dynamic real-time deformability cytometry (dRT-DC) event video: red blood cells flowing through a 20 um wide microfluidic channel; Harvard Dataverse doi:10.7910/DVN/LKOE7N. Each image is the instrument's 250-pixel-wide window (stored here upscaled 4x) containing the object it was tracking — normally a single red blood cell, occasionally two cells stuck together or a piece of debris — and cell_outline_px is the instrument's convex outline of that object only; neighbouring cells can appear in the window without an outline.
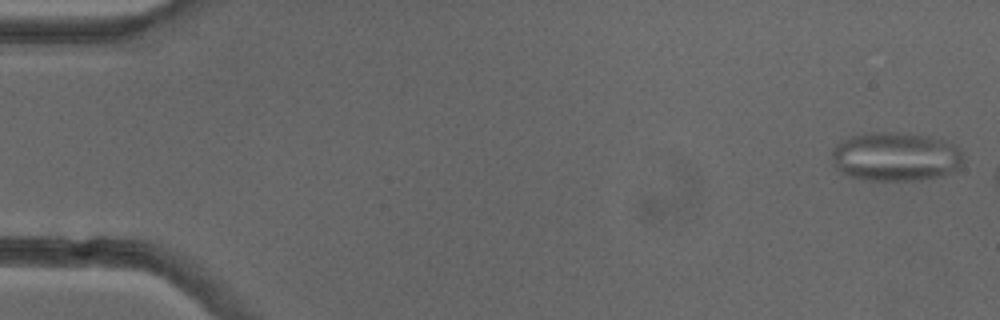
{"species": "common noctule bat (a hibernating species)", "species_latin": "Nyctalus noctula", "temperature_condition": "cold", "stored_images_in_passage": 8, "camera_frame_rate_fps": 3000, "um_per_image_px": 0.085, "animal": {"sex": "female"}, "frame": {"image": 1, "passage_image": 1, "time_ms": 0.0, "image_size_px": [1000, 320], "cell_outline_px": [[964, 160], [960, 168], [944, 176], [920, 180], [868, 180], [848, 176], [840, 172], [832, 164], [832, 148], [836, 144], [852, 136], [872, 132], [888, 132], [928, 136], [944, 140], [952, 144], [960, 152]], "centroid_in_image_um": [76.12, 13.34], "position_along_channel_um": 8.9, "area_um2": 37.63}}